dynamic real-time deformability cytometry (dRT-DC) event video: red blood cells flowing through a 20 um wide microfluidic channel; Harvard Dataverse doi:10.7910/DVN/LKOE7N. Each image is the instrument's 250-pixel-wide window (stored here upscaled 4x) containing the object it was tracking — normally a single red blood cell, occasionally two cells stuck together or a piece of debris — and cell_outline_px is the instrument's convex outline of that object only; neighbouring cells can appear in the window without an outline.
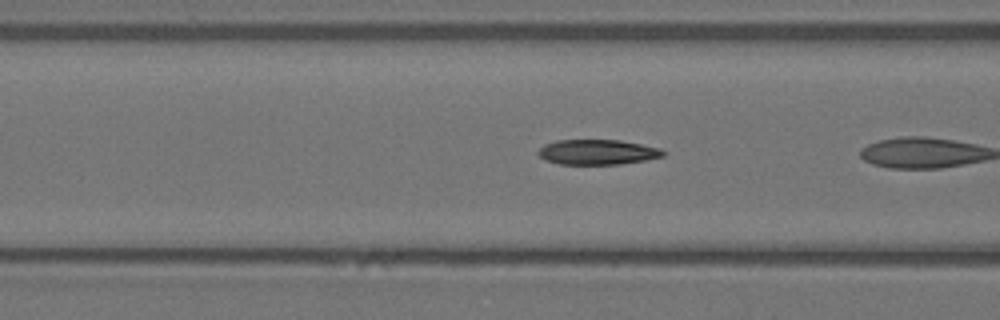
{"species": "Egyptian fruit bat (a non-hibernating species)", "species_latin": "Rousettus aegyptiacus", "temperature_condition": "warm", "stored_images_in_passage": 7, "camera_frame_rate_fps": 3000, "um_per_image_px": 0.085, "animal": {"sex": "female"}, "frame": {"image": 1, "passage_image": 5, "time_ms": 1.333, "image_size_px": [1000, 320], "cell_outline_px": [[668, 152], [664, 156], [644, 160], [620, 164], [560, 164], [544, 160], [536, 152], [544, 144], [556, 140], [620, 140], [660, 148]], "centroid_in_image_um": [50.78, 12.92], "position_along_channel_um": 115.8, "area_um2": 18.32}}